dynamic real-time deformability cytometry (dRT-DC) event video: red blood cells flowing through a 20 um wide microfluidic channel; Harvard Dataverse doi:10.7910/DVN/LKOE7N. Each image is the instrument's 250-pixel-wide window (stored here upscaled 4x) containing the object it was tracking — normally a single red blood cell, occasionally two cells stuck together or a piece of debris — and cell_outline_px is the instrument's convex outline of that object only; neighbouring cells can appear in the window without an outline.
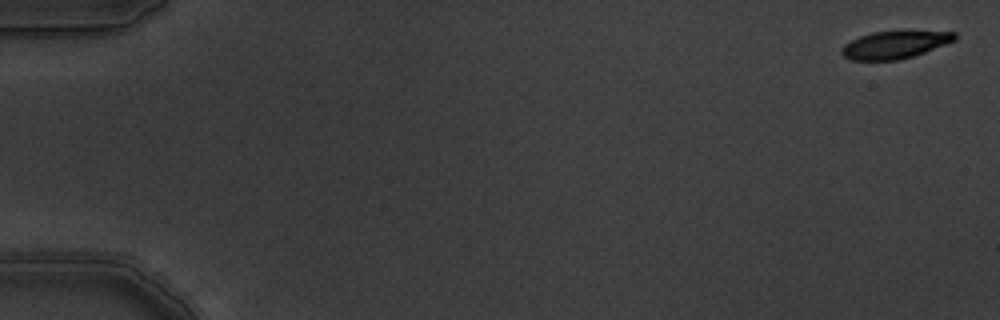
{"species": "common noctule bat (a hibernating species)", "species_latin": "Nyctalus noctula", "temperature_condition": "warm", "stored_images_in_passage": 4, "camera_frame_rate_fps": 3000, "um_per_image_px": 0.085, "animal": {"sex": "male", "body_mass_g": 19.5, "forearm_length_mm": 54.6}, "frame": {"image": 1, "passage_image": 1, "time_ms": 0.0, "image_size_px": [1000, 320], "cell_outline_px": [[956, 40], [924, 52], [900, 60], [852, 60], [844, 56], [840, 52], [840, 48], [844, 44], [860, 36], [872, 32], [956, 32]], "centroid_in_image_um": [76.01, 3.82], "position_along_channel_um": 9.0, "area_um2": 17.74}}
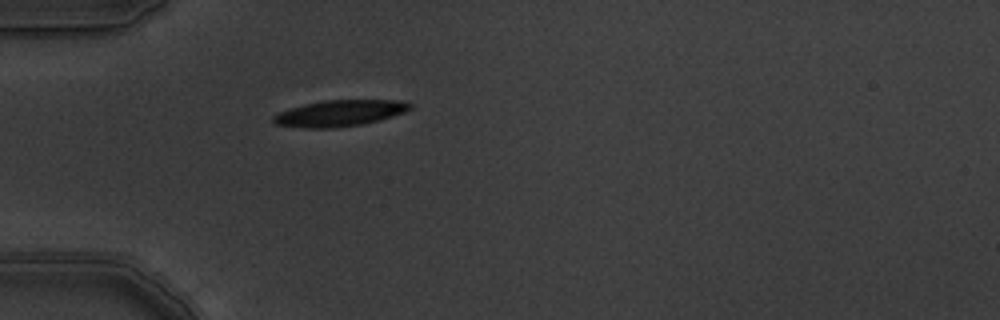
{"frame": {"image": 2, "passage_image": 4, "time_ms": 1.0, "image_size_px": [1000, 320], "cell_outline_px": [[412, 108], [404, 112], [380, 120], [360, 124], [332, 128], [304, 128], [276, 124], [272, 120], [272, 116], [280, 112], [304, 104], [324, 100], [404, 100], [412, 104]], "centroid_in_image_um": [28.9, 9.61], "position_along_channel_um": 56.1, "area_um2": 20.75}}